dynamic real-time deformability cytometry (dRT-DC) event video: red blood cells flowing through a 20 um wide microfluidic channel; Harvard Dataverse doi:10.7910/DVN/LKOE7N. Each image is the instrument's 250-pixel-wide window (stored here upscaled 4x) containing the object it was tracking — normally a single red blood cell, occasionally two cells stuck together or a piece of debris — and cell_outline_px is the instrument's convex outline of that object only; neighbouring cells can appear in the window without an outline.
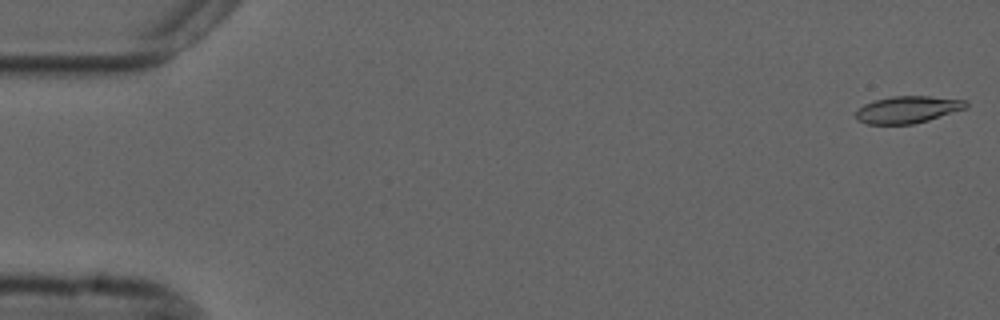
{"species": "common noctule bat (a hibernating species)", "species_latin": "Nyctalus noctula", "temperature_condition": "cold", "stored_images_in_passage": 55, "camera_frame_rate_fps": 3000, "um_per_image_px": 0.085, "animal": {"sex": "male", "forearm_length_mm": 52.5}, "frame": {"image": 1, "passage_image": 1, "time_ms": 0.0, "image_size_px": [1000, 320], "cell_outline_px": [[968, 108], [928, 120], [912, 124], [868, 124], [856, 120], [856, 112], [864, 104], [872, 100], [892, 96], [928, 96], [968, 100]], "centroid_in_image_um": [77.17, 9.3], "position_along_channel_um": 7.8, "area_um2": 17.46}}
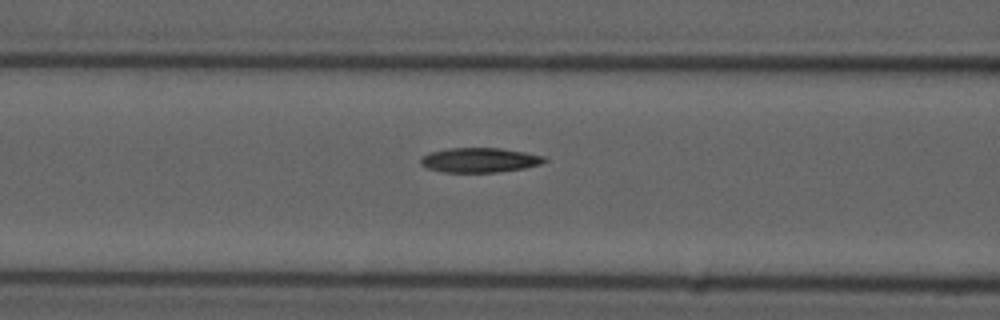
{"frame": {"image": 2, "passage_image": 22, "time_ms": 7.0, "image_size_px": [1000, 320], "cell_outline_px": [[548, 160], [540, 164], [524, 168], [500, 172], [444, 172], [428, 168], [420, 164], [420, 160], [428, 152], [448, 148], [500, 148], [524, 152], [544, 156]], "centroid_in_image_um": [40.77, 13.6], "position_along_channel_um": 125.8, "area_um2": 17.74}}
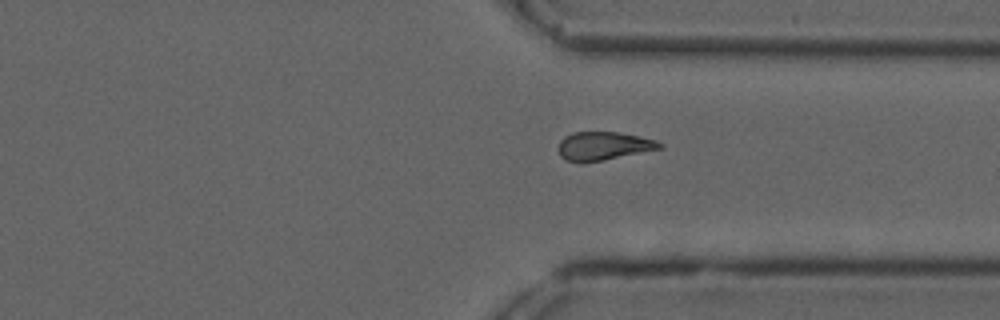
{"frame": {"image": 3, "passage_image": 41, "time_ms": 13.333, "image_size_px": [1000, 320], "cell_outline_px": [[664, 148], [604, 160], [580, 164], [564, 160], [560, 156], [560, 140], [564, 136], [572, 132], [620, 132], [640, 136], [656, 140], [664, 144]], "centroid_in_image_um": [51.31, 12.42], "position_along_channel_um": 360.1, "area_um2": 17.11}, "authors_computed_cell_mechanics": {"area_um2": 17.5134, "velocity_mm_per_s": 3.7067, "shape_relaxation_time_tau1_ms": 9.996, "shape_relaxation_time_tau2_ms": 6.118, "deformation_change_tau1": 0.2248, "deformation_change_tau2": 0.1368}}